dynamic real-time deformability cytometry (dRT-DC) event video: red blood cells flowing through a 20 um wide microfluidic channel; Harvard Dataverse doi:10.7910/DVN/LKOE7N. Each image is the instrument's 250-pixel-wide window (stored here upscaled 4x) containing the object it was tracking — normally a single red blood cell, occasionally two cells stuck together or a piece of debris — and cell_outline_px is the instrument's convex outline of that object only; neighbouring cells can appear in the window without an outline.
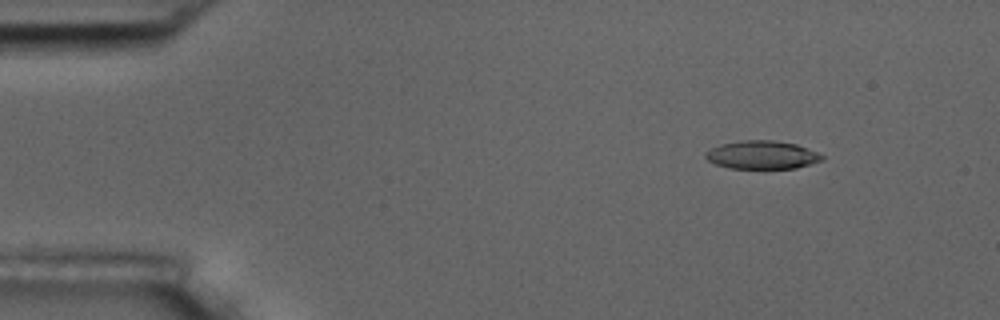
{"species": "common noctule bat (a hibernating species)", "species_latin": "Nyctalus noctula", "temperature_condition": "room temperature", "stored_images_in_passage": 56, "camera_frame_rate_fps": 3000, "um_per_image_px": 0.085, "animal": {"sex": "male", "body_mass_g": 17.5, "forearm_length_mm": 52.3}, "frame": {"image": 1, "passage_image": 7, "time_ms": 2.0, "image_size_px": [1000, 320], "cell_outline_px": [[824, 160], [796, 168], [728, 168], [716, 164], [708, 160], [704, 156], [704, 152], [720, 144], [740, 140], [772, 140], [796, 144], [816, 152], [824, 156]], "centroid_in_image_um": [64.75, 13.16], "position_along_channel_um": 20.2, "area_um2": 19.13}}
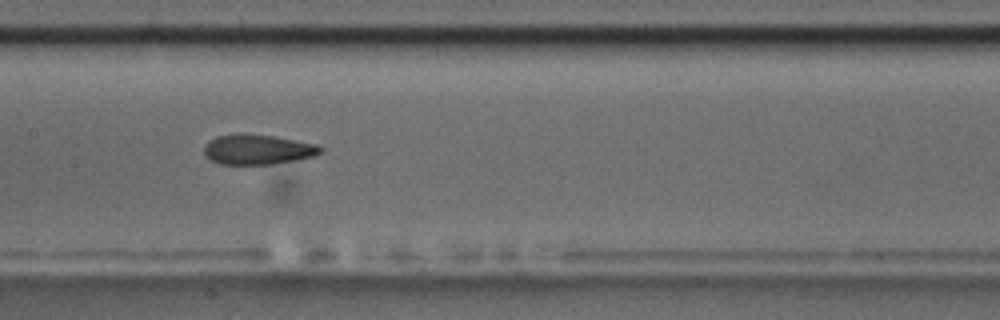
{"frame": {"image": 2, "passage_image": 28, "time_ms": 9.0, "image_size_px": [1000, 320], "cell_outline_px": [[324, 152], [312, 156], [296, 160], [268, 164], [220, 164], [212, 160], [204, 152], [204, 144], [216, 136], [272, 136], [296, 140], [316, 144], [324, 148]], "centroid_in_image_um": [21.96, 12.74], "position_along_channel_um": 185.4, "area_um2": 19.59}}
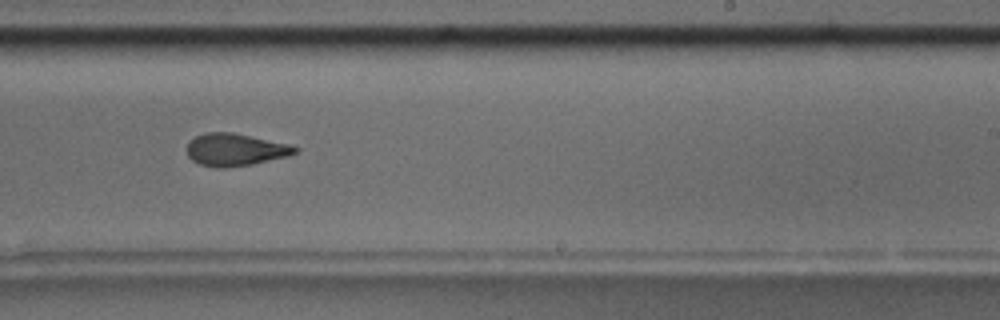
{"frame": {"image": 3, "passage_image": 35, "time_ms": 11.333, "image_size_px": [1000, 320], "cell_outline_px": [[300, 148], [296, 152], [288, 156], [252, 164], [224, 168], [216, 168], [200, 164], [192, 160], [188, 156], [184, 148], [188, 140], [204, 132], [232, 132], [288, 144]], "centroid_in_image_um": [19.92, 12.72], "position_along_channel_um": 269.1, "area_um2": 20.58}, "authors_computed_cell_mechanics": {"area_um2": 20.519, "velocity_mm_per_s": 3.5882, "shape_relaxation_time_tau1_ms": null, "shape_relaxation_time_tau2_ms": 2.6953, "deformation_change_tau1": null, "deformation_change_tau2": 0.1083}}